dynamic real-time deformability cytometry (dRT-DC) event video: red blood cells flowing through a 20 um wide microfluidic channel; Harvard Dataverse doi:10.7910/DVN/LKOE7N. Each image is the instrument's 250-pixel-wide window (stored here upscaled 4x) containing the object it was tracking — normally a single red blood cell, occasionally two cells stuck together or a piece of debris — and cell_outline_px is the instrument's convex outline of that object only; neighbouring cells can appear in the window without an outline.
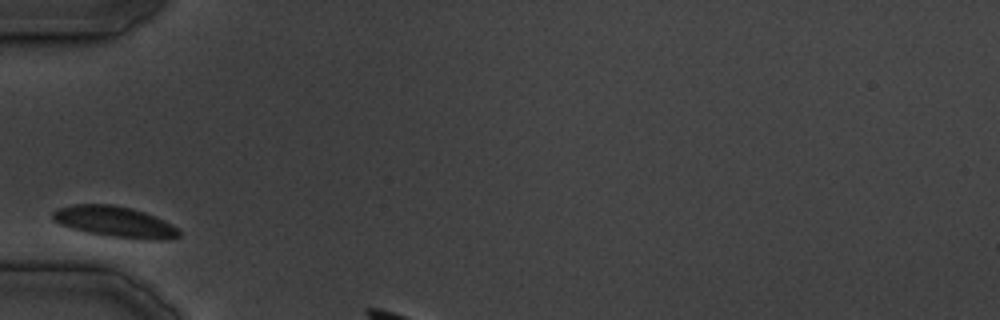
{"species": "common noctule bat (a hibernating species)", "species_latin": "Nyctalus noctula", "temperature_condition": "cold", "stored_images_in_passage": 3, "camera_frame_rate_fps": 3000, "um_per_image_px": 0.085, "animal": {"sex": "male", "body_mass_g": 19.5, "forearm_length_mm": 54.6}, "frame": {"image": 1, "passage_image": 1, "time_ms": 0.0, "image_size_px": [1000, 320], "cell_outline_px": [[180, 236], [160, 240], [116, 236], [88, 232], [72, 228], [60, 224], [52, 220], [52, 212], [60, 208], [72, 204], [112, 204], [132, 208], [144, 212], [176, 228], [180, 232]], "centroid_in_image_um": [9.69, 18.82], "position_along_channel_um": 75.3, "area_um2": 21.96}}